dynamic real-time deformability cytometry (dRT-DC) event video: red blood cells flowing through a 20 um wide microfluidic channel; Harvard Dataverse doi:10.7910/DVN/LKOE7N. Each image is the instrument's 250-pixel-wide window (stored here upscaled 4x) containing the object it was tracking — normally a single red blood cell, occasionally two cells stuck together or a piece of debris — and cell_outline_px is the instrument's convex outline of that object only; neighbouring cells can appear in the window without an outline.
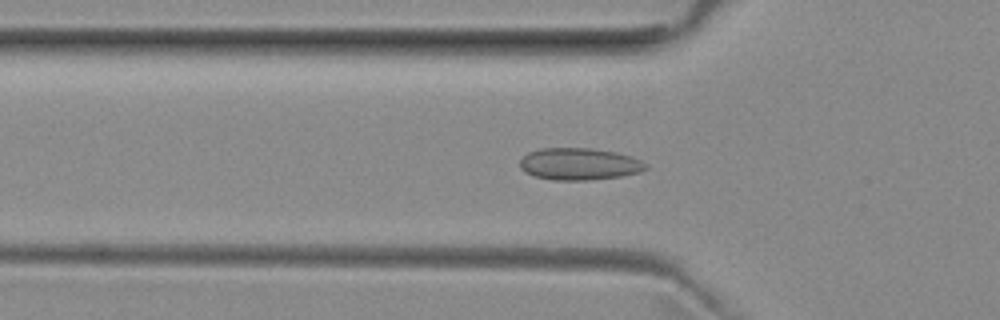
{"species": "common noctule bat (a hibernating species)", "species_latin": "Nyctalus noctula", "temperature_condition": "room temperature", "stored_images_in_passage": 36, "camera_frame_rate_fps": 3000, "um_per_image_px": 0.085, "animal": {"sex": "female", "body_mass_g": 29.2, "forearm_length_mm": 56.3}, "frame": {"image": 1, "passage_image": 5, "time_ms": 1.333, "image_size_px": [1000, 320], "cell_outline_px": [[648, 168], [640, 172], [620, 176], [592, 180], [552, 180], [536, 176], [524, 172], [520, 168], [520, 160], [528, 152], [540, 148], [588, 148], [616, 152], [632, 156], [648, 164]], "centroid_in_image_um": [49.24, 13.94], "position_along_channel_um": 76.6, "area_um2": 23.58}}
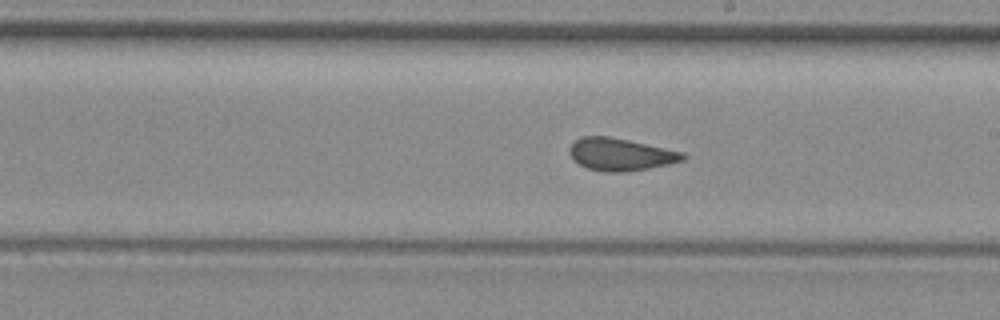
{"frame": {"image": 2, "passage_image": 17, "time_ms": 5.333, "image_size_px": [1000, 320], "cell_outline_px": [[688, 156], [684, 160], [668, 164], [628, 172], [604, 172], [588, 168], [572, 160], [568, 152], [568, 148], [576, 140], [584, 136], [608, 136], [628, 140], [684, 152]], "centroid_in_image_um": [52.74, 13.13], "position_along_channel_um": 236.3, "area_um2": 21.44}}
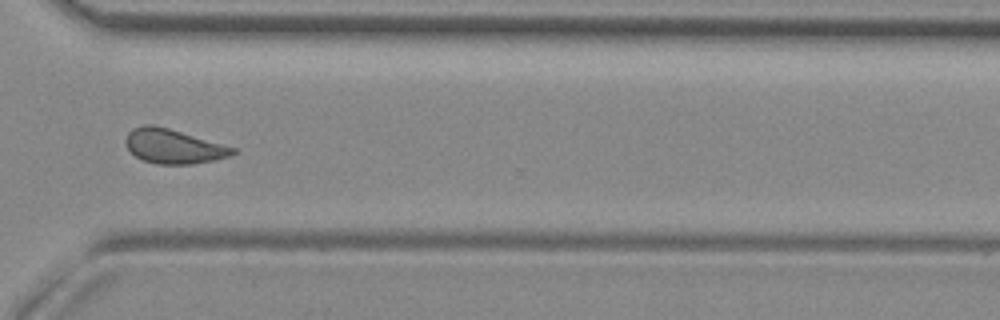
{"frame": {"image": 3, "passage_image": 26, "time_ms": 8.333, "image_size_px": [1000, 320], "cell_outline_px": [[236, 152], [228, 156], [212, 160], [192, 164], [156, 164], [144, 160], [136, 156], [124, 144], [124, 140], [128, 132], [132, 128], [144, 124], [152, 124], [168, 128], [236, 148]], "centroid_in_image_um": [14.69, 12.43], "position_along_channel_um": 355.9, "area_um2": 21.27}, "authors_computed_cell_mechanics": {"area_um2": 21.0103, "velocity_mm_per_s": 3.9812, "shape_relaxation_time_tau1_ms": null, "shape_relaxation_time_tau2_ms": 1.0265, "deformation_change_tau1": null, "deformation_change_tau2": 0.0578}}